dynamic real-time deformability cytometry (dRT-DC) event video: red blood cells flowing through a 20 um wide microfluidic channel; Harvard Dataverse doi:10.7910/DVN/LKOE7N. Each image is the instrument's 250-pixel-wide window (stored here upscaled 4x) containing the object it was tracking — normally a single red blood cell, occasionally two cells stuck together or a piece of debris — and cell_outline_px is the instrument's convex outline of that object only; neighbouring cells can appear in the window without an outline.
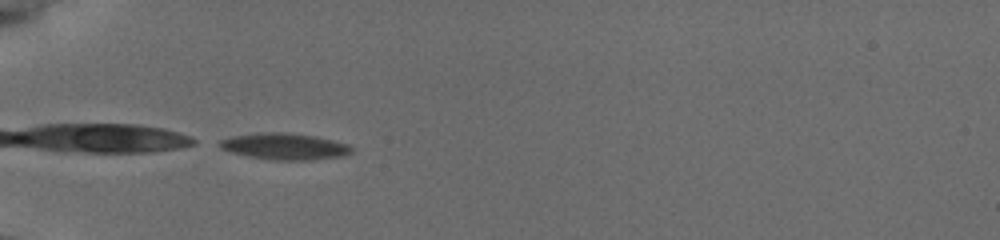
{"species": "common noctule bat (a hibernating species)", "species_latin": "Nyctalus noctula", "temperature_condition": "cold", "stored_images_in_passage": 37, "camera_frame_rate_fps": 3000, "um_per_image_px": 0.085, "animal": {"sex": "female", "body_mass_g": 19.5, "forearm_length_mm": 54.1}, "frame": {"image": 1, "passage_image": 1, "time_ms": 0.0, "image_size_px": [1000, 240], "cell_outline_px": [[352, 152], [344, 156], [308, 160], [276, 160], [248, 156], [232, 152], [220, 148], [212, 144], [220, 140], [232, 136], [256, 132], [280, 132], [316, 136], [348, 144], [352, 148]], "centroid_in_image_um": [24.13, 12.44], "position_along_channel_um": 60.9, "area_um2": 20.46}}
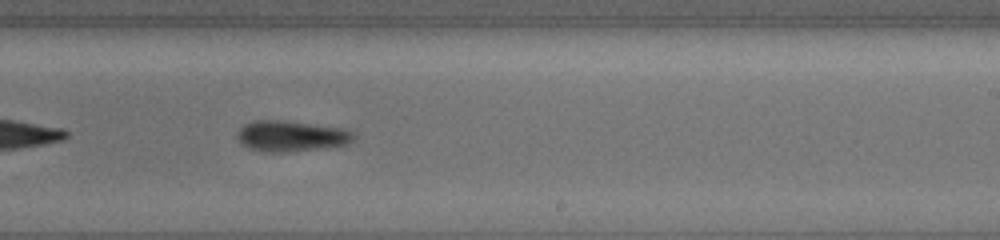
{"frame": {"image": 2, "passage_image": 18, "time_ms": 5.667, "image_size_px": [1000, 240], "cell_outline_px": [[356, 136], [348, 144], [336, 148], [284, 152], [264, 152], [248, 148], [240, 144], [236, 140], [236, 132], [244, 124], [256, 120], [280, 120], [344, 128], [356, 132]], "centroid_in_image_um": [24.78, 11.59], "position_along_channel_um": 264.2, "area_um2": 21.56}}
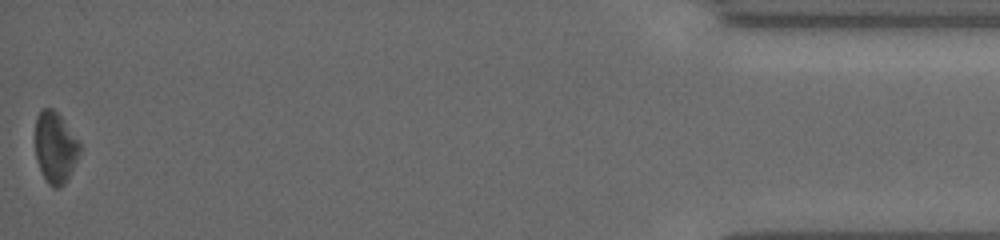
{"frame": {"image": 3, "passage_image": 37, "time_ms": 12.0, "image_size_px": [1000, 240], "cell_outline_px": [[80, 152], [64, 184], [60, 188], [52, 188], [48, 184], [36, 160], [36, 116], [40, 108], [52, 108], [60, 116], [80, 140]], "centroid_in_image_um": [4.7, 12.51], "position_along_channel_um": 430.5, "area_um2": 18.38}, "authors_computed_cell_mechanics": {"area_um2": 20.4612, "velocity_mm_per_s": 3.8225, "shape_relaxation_time_tau1_ms": 2.4914, "shape_relaxation_time_tau2_ms": null, "deformation_change_tau1": 0.0805, "deformation_change_tau2": null}}